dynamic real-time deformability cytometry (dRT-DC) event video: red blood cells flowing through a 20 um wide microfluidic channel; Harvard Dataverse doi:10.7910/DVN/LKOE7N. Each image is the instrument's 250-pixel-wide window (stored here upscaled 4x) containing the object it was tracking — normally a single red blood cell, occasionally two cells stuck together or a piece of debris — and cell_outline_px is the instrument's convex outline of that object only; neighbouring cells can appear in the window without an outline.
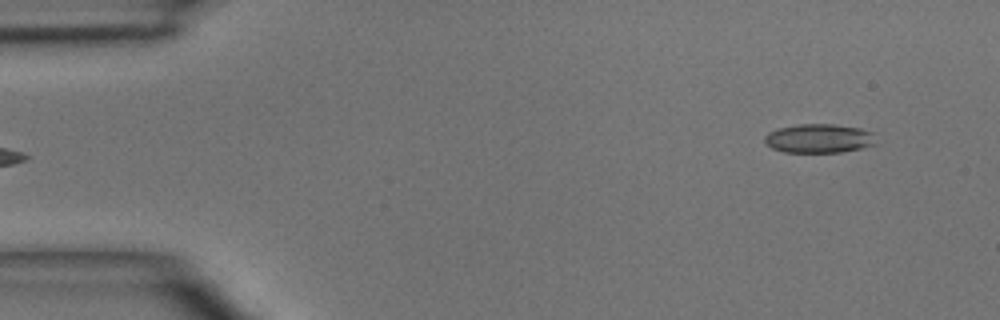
{"species": "common noctule bat (a hibernating species)", "species_latin": "Nyctalus noctula", "temperature_condition": "room temperature", "stored_images_in_passage": 3, "camera_frame_rate_fps": 3000, "um_per_image_px": 0.085, "animal": {"sex": "male", "body_mass_g": 15.6}, "frame": {"image": 1, "passage_image": 3, "time_ms": 2.333, "image_size_px": [1000, 320], "cell_outline_px": [[880, 144], [840, 152], [784, 152], [772, 148], [764, 140], [764, 136], [768, 132], [780, 128], [800, 124], [832, 124], [860, 128], [872, 132]], "centroid_in_image_um": [69.66, 11.77], "position_along_channel_um": 15.3, "area_um2": 18.84}}